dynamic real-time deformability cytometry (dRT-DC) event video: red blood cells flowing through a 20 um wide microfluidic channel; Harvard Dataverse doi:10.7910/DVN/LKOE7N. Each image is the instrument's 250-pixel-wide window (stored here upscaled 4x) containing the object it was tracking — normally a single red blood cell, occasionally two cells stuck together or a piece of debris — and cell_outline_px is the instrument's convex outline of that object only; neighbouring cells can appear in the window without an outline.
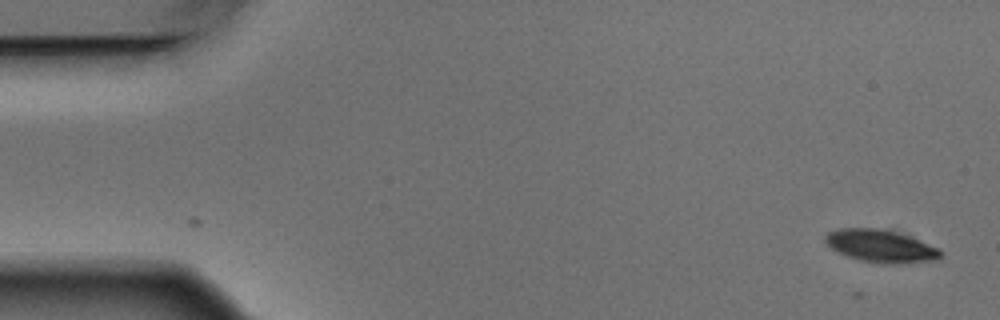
{"species": "Egyptian fruit bat (a non-hibernating species)", "species_latin": "Rousettus aegyptiacus", "temperature_condition": "warm", "stored_images_in_passage": 5, "camera_frame_rate_fps": 3000, "um_per_image_px": 0.085, "animal": {"sex": "male"}, "frame": {"image": 1, "passage_image": 1, "time_ms": 0.0, "image_size_px": [1000, 320], "cell_outline_px": [[940, 260], [900, 264], [880, 264], [860, 260], [848, 256], [832, 248], [824, 240], [824, 236], [828, 232], [840, 228], [876, 228], [908, 236], [940, 248]], "centroid_in_image_um": [74.88, 20.93], "position_along_channel_um": 10.1, "area_um2": 21.73}}